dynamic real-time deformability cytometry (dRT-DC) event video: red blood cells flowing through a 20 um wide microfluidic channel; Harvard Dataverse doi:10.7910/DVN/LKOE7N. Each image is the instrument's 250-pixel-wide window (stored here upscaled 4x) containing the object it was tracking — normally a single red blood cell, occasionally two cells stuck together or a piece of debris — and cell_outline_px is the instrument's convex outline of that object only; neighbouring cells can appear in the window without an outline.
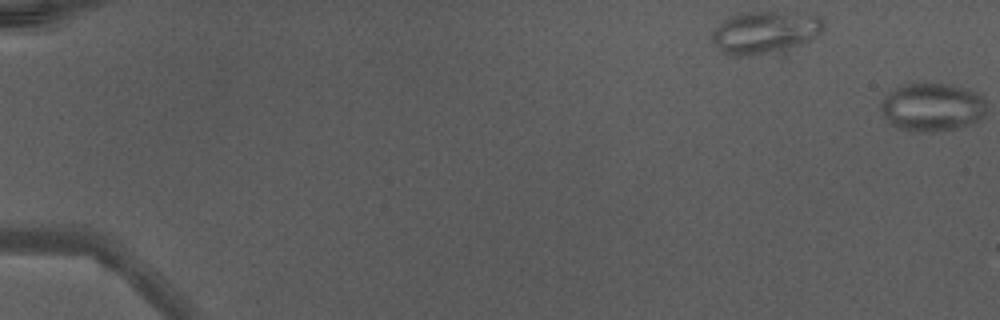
{"species": "Egyptian fruit bat (a non-hibernating species)", "species_latin": "Rousettus aegyptiacus", "temperature_condition": "warm", "stored_images_in_passage": 2, "segment_of_instrument_passage": [1, 2], "camera_frame_rate_fps": 3000, "um_per_image_px": 0.085, "animal": {"sex": "male"}, "frame": {"image": 1, "passage_image": 1, "time_ms": 0.0, "image_size_px": [1000, 320], "cell_outline_px": [[824, 28], [816, 36], [808, 40], [784, 48], [764, 52], [740, 56], [736, 56], [720, 52], [712, 40], [712, 32], [724, 20], [732, 16], [744, 12], [816, 12], [824, 24]], "centroid_in_image_um": [65.03, 2.69], "position_along_channel_um": 20.0, "area_um2": 26.99}}